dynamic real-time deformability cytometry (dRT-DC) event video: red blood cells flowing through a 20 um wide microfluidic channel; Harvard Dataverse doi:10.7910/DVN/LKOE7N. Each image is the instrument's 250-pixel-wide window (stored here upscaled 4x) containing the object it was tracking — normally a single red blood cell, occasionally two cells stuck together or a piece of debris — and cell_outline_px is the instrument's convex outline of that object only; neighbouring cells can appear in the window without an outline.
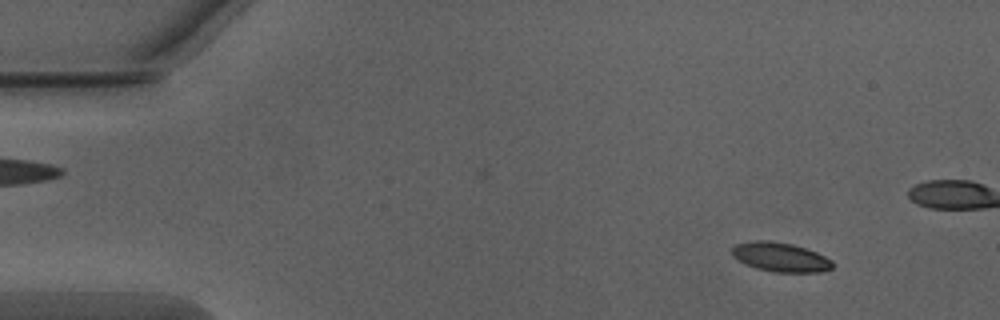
{"species": "Egyptian fruit bat (a non-hibernating species)", "species_latin": "Rousettus aegyptiacus", "temperature_condition": "warm", "stored_images_in_passage": 52, "camera_frame_rate_fps": 3000, "um_per_image_px": 0.085, "animal": {"sex": "male"}, "frame": {"image": 1, "passage_image": 5, "time_ms": 1.333, "image_size_px": [1000, 320], "cell_outline_px": [[832, 268], [820, 272], [772, 272], [756, 268], [732, 256], [732, 248], [736, 244], [756, 240], [768, 240], [792, 244], [816, 252], [832, 260]], "centroid_in_image_um": [66.34, 21.85], "position_along_channel_um": 18.7, "area_um2": 16.94}}
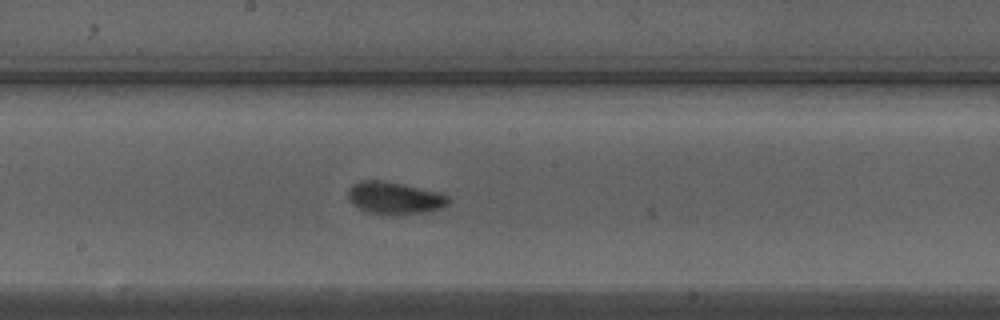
{"frame": {"image": 2, "passage_image": 27, "time_ms": 8.667, "image_size_px": [1000, 320], "cell_outline_px": [[452, 200], [448, 204], [440, 208], [424, 212], [396, 216], [368, 212], [356, 208], [348, 200], [348, 188], [352, 184], [360, 180], [376, 180], [400, 184], [436, 192], [448, 196]], "centroid_in_image_um": [33.48, 16.85], "position_along_channel_um": 214.7, "area_um2": 18.9}}
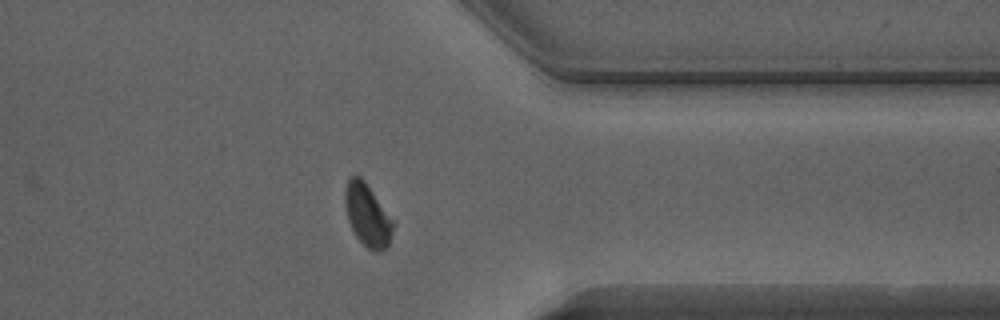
{"frame": {"image": 3, "passage_image": 40, "time_ms": 13.0, "image_size_px": [1000, 320], "cell_outline_px": [[396, 224], [388, 248], [380, 252], [376, 252], [368, 248], [356, 236], [348, 220], [344, 200], [344, 192], [348, 180], [352, 176], [360, 176], [364, 180]], "centroid_in_image_um": [31.26, 18.32], "position_along_channel_um": 380.1, "area_um2": 17.51}, "authors_computed_cell_mechanics": {"area_um2": 17.918, "velocity_mm_per_s": 4.0159, "shape_relaxation_time_tau1_ms": 4.7183, "shape_relaxation_time_tau2_ms": 0.7613, "deformation_change_tau1": 0.1482, "deformation_change_tau2": 0.0641}}